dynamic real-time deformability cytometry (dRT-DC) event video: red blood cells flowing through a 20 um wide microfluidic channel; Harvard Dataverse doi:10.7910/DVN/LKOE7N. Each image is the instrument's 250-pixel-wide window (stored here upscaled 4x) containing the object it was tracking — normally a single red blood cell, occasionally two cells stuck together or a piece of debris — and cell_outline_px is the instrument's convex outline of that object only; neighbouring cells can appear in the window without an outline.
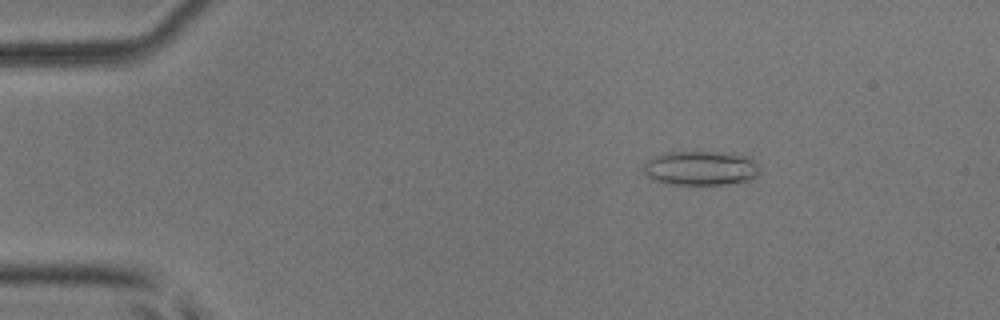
{"species": "common noctule bat (a hibernating species)", "species_latin": "Nyctalus noctula", "temperature_condition": "room temperature", "stored_images_in_passage": 49, "camera_frame_rate_fps": 3000, "um_per_image_px": 0.085, "animal": {"sex": "male", "body_mass_g": 17.9, "forearm_length_mm": 54.2}, "frame": {"image": 1, "passage_image": 9, "time_ms": 2.667, "image_size_px": [1000, 320], "cell_outline_px": [[760, 172], [756, 176], [748, 180], [724, 184], [668, 184], [656, 180], [648, 176], [644, 172], [644, 164], [652, 156], [664, 152], [736, 152], [752, 156], [760, 168]], "centroid_in_image_um": [59.62, 14.26], "position_along_channel_um": 25.4, "area_um2": 23.58}}
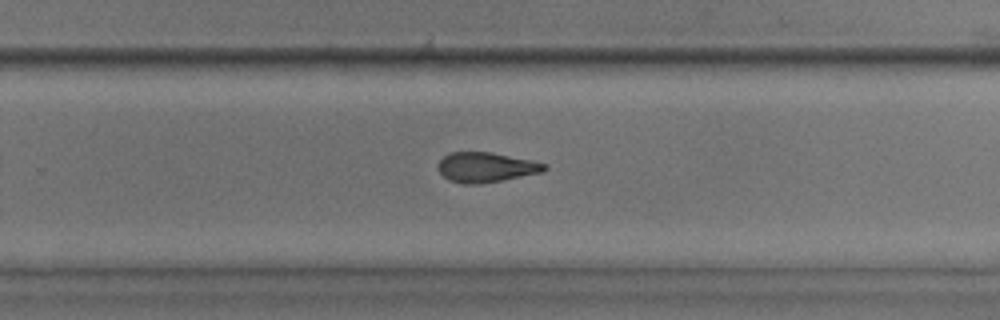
{"frame": {"image": 2, "passage_image": 34, "time_ms": 11.0, "image_size_px": [1000, 320], "cell_outline_px": [[548, 168], [544, 172], [480, 184], [464, 184], [448, 180], [440, 172], [436, 164], [448, 152], [492, 152], [548, 164]], "centroid_in_image_um": [41.3, 14.22], "position_along_channel_um": 288.5, "area_um2": 18.61}}
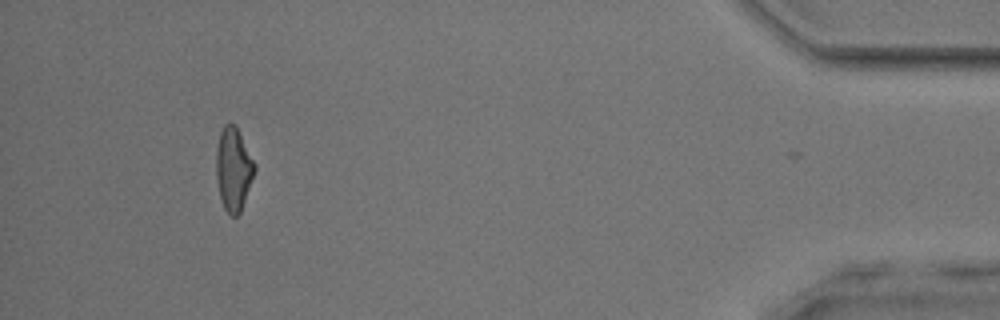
{"frame": {"image": 3, "passage_image": 48, "time_ms": 15.667, "image_size_px": [1000, 320], "cell_outline_px": [[256, 168], [240, 212], [236, 216], [232, 216], [224, 208], [220, 196], [216, 176], [216, 152], [220, 132], [224, 124], [236, 124], [256, 164]], "centroid_in_image_um": [19.85, 14.33], "position_along_channel_um": 415.4, "area_um2": 18.5}, "authors_computed_cell_mechanics": {"area_um2": 19.4208, "velocity_mm_per_s": 4.1018, "shape_relaxation_time_tau1_ms": 5.3727, "shape_relaxation_time_tau2_ms": 3.3777, "deformation_change_tau1": 0.1396, "deformation_change_tau2": 0.1265}}